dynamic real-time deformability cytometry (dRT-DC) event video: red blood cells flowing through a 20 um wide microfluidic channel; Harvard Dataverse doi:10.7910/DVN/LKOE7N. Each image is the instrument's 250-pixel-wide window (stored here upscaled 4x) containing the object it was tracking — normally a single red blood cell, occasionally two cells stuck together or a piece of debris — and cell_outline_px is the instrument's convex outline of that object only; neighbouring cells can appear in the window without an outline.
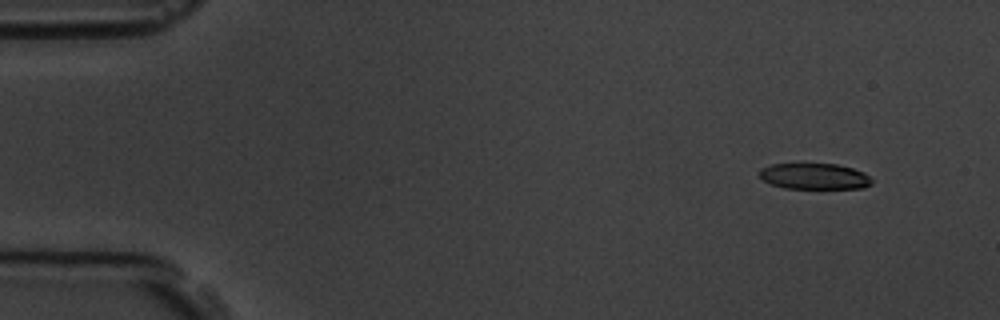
{"species": "common noctule bat (a hibernating species)", "species_latin": "Nyctalus noctula", "temperature_condition": "room temperature", "stored_images_in_passage": 6, "camera_frame_rate_fps": 3000, "um_per_image_px": 0.085, "animal": {"sex": "male", "body_mass_g": 19.5, "forearm_length_mm": 54.6}, "frame": {"image": 1, "passage_image": 1, "time_ms": 0.0, "image_size_px": [1000, 320], "cell_outline_px": [[872, 184], [864, 188], [784, 188], [772, 184], [764, 180], [760, 176], [760, 168], [772, 164], [836, 164], [852, 168], [864, 172], [872, 180]], "centroid_in_image_um": [69.24, 14.98], "position_along_channel_um": 15.8, "area_um2": 16.88}}
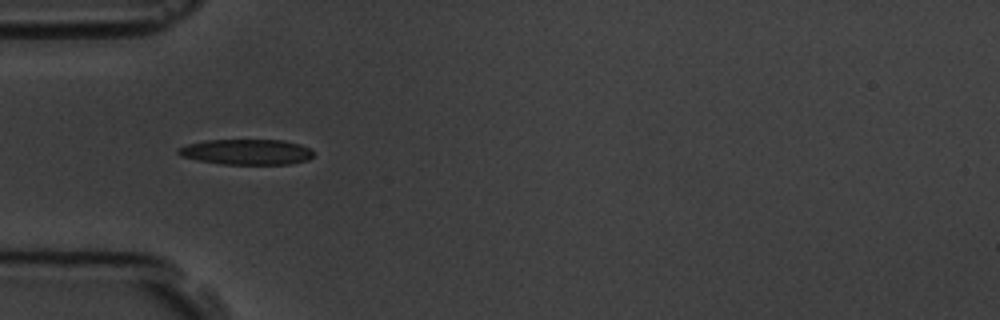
{"frame": {"image": 2, "passage_image": 5, "time_ms": 4.333, "image_size_px": [1000, 320], "cell_outline_px": [[312, 156], [308, 160], [288, 164], [220, 164], [180, 156], [176, 152], [176, 148], [188, 144], [204, 140], [284, 140], [300, 144], [312, 148]], "centroid_in_image_um": [20.95, 12.91], "position_along_channel_um": 64.1, "area_um2": 20.17}}